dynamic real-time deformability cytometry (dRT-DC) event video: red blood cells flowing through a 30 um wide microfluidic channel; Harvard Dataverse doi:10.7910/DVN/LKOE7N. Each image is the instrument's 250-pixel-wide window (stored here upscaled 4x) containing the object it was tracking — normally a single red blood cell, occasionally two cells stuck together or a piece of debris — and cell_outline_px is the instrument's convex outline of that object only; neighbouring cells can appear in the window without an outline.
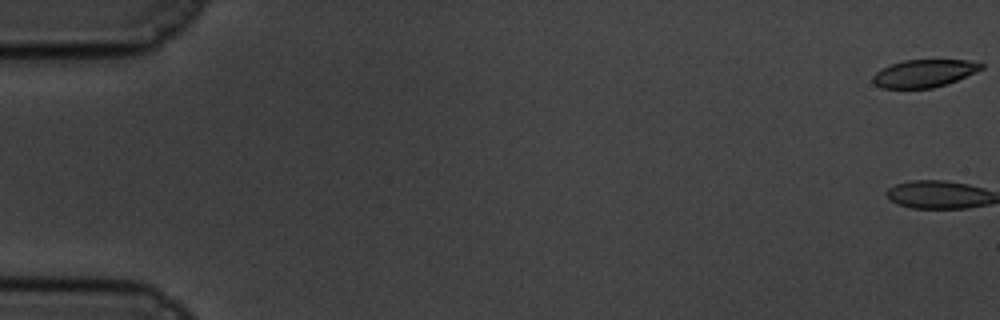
{"species": "common noctule bat (a hibernating species)", "species_latin": "Nyctalus noctula", "temperature_condition": "cold", "stored_images_in_passage": 13, "camera_frame_rate_fps": 3000, "um_per_image_px": 0.085, "animal": {"sex": "male", "body_mass_g": 19.5, "forearm_length_mm": 54.6}, "frame": {"image": 1, "passage_image": 1, "time_ms": 0.0, "image_size_px": [1000, 320], "cell_outline_px": [[984, 68], [956, 80], [932, 88], [880, 88], [872, 80], [872, 76], [880, 68], [904, 60], [968, 60], [984, 64]], "centroid_in_image_um": [78.52, 6.23], "position_along_channel_um": 6.5, "area_um2": 17.28}}